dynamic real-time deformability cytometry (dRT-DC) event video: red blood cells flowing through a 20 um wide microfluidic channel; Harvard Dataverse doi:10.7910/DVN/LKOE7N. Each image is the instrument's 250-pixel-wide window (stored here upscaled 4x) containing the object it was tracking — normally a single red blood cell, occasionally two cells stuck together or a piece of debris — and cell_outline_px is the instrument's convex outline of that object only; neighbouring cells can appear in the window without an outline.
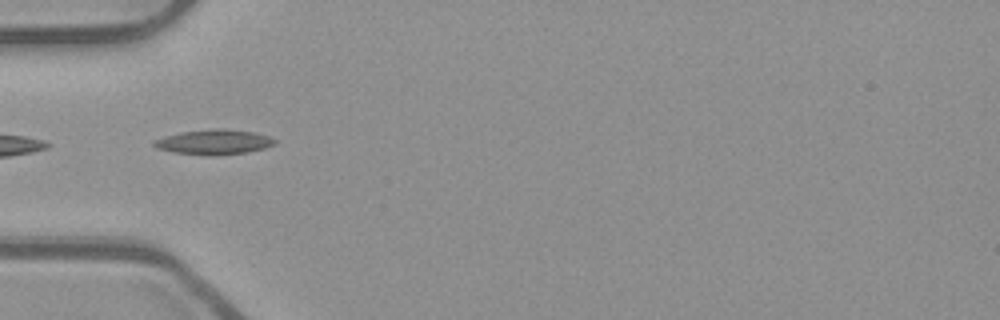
{"species": "common noctule bat (a hibernating species)", "species_latin": "Nyctalus noctula", "temperature_condition": "room temperature", "stored_images_in_passage": 38, "camera_frame_rate_fps": 3000, "um_per_image_px": 0.085, "animal": {"sex": "male", "body_mass_g": 23.1, "forearm_length_mm": 52.7}, "frame": {"image": 1, "passage_image": 2, "time_ms": 0.333, "image_size_px": [1000, 320], "cell_outline_px": [[276, 144], [264, 148], [244, 152], [216, 156], [204, 156], [172, 152], [156, 148], [152, 144], [152, 140], [164, 136], [180, 132], [216, 128], [224, 128], [252, 132], [268, 136], [276, 140]], "centroid_in_image_um": [18.13, 12.08], "position_along_channel_um": 66.9, "area_um2": 17.74}}
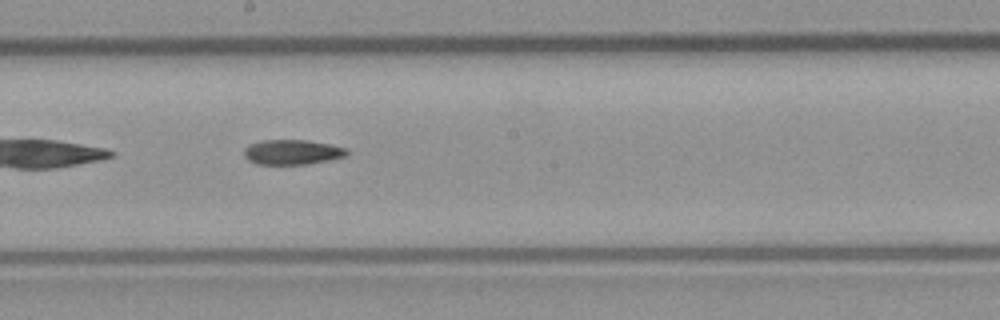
{"frame": {"image": 2, "passage_image": 14, "time_ms": 4.333, "image_size_px": [1000, 320], "cell_outline_px": [[348, 156], [308, 164], [256, 164], [248, 160], [244, 156], [244, 148], [248, 144], [260, 140], [304, 140], [328, 144], [348, 148]], "centroid_in_image_um": [24.82, 12.93], "position_along_channel_um": 223.4, "area_um2": 15.03}}
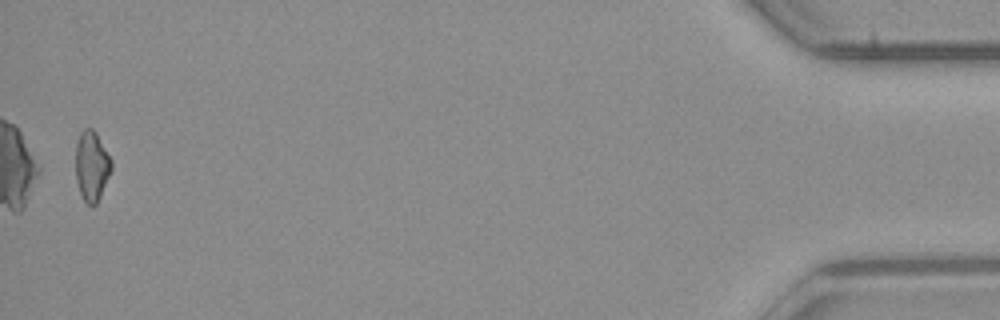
{"frame": {"image": 3, "passage_image": 37, "time_ms": 12.0, "image_size_px": [1000, 320], "cell_outline_px": [[112, 168], [100, 196], [96, 204], [88, 204], [80, 196], [76, 180], [76, 144], [80, 132], [84, 128], [92, 128], [96, 132], [112, 160]], "centroid_in_image_um": [7.78, 14.08], "position_along_channel_um": 427.4, "area_um2": 14.57}}